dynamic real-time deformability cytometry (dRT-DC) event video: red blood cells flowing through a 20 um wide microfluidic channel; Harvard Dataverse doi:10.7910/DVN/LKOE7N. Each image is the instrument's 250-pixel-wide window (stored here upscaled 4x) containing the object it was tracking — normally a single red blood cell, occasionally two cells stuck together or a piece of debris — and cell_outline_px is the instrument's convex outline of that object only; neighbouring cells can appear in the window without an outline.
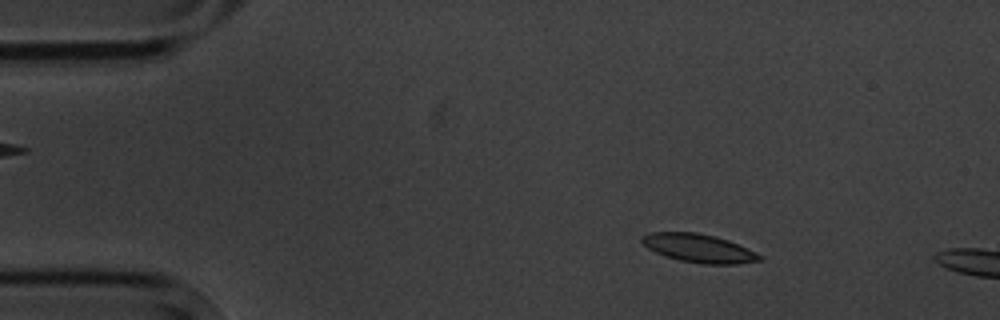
{"species": "common noctule bat (a hibernating species)", "species_latin": "Nyctalus noctula", "temperature_condition": "cold", "stored_images_in_passage": 5, "camera_frame_rate_fps": 3000, "um_per_image_px": 0.085, "animal": {"sex": "male", "body_mass_g": 20.1, "forearm_length_mm": 53.5}, "frame": {"image": 1, "passage_image": 2, "time_ms": 1.333, "image_size_px": [1000, 320], "cell_outline_px": [[764, 260], [736, 264], [700, 264], [680, 260], [664, 256], [648, 248], [640, 240], [640, 236], [652, 232], [696, 232], [716, 236], [728, 240], [756, 252], [764, 256]], "centroid_in_image_um": [59.42, 21.1], "position_along_channel_um": 25.6, "area_um2": 19.65}}